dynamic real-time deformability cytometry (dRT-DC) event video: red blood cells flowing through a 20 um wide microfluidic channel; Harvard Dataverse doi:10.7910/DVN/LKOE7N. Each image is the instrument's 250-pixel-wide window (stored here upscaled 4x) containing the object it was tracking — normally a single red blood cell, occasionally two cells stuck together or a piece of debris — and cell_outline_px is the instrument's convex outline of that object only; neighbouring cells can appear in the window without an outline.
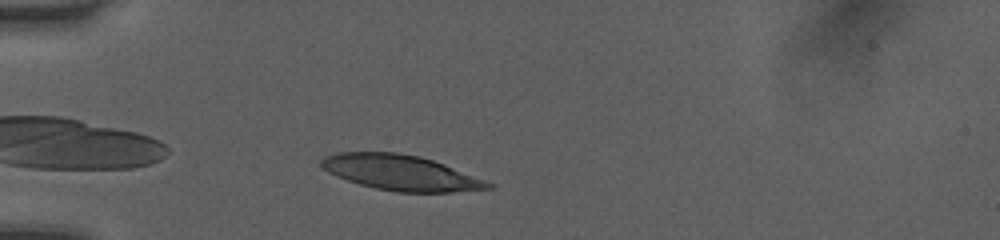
{"species": "human", "species_latin": "Homo sapiens", "temperature_condition": "room temperature", "stored_images_in_passage": 9, "camera_frame_rate_fps": 3000, "um_per_image_px": 0.085, "donor": {"sex": "female"}, "frame": {"image": 1, "passage_image": 2, "time_ms": 0.333, "image_size_px": [1000, 240], "cell_outline_px": [[496, 188], [452, 192], [396, 192], [376, 188], [360, 184], [336, 176], [320, 168], [320, 160], [324, 156], [340, 152], [396, 152], [420, 156], [444, 164], [496, 184]], "centroid_in_image_um": [34.07, 14.68], "position_along_channel_um": 50.9, "area_um2": 34.45}}
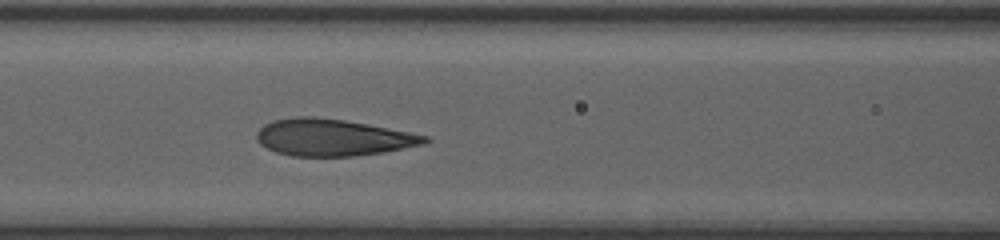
{"frame": {"image": 2, "passage_image": 7, "time_ms": 2.0, "image_size_px": [1000, 240], "cell_outline_px": [[432, 140], [424, 144], [384, 152], [352, 156], [292, 156], [276, 152], [260, 144], [256, 140], [256, 132], [264, 124], [272, 120], [296, 116], [312, 116], [344, 120], [368, 124], [428, 136]], "centroid_in_image_um": [28.26, 11.68], "position_along_channel_um": 138.3, "area_um2": 36.13}}
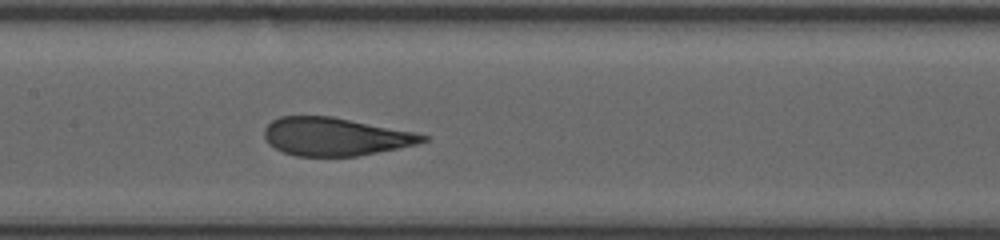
{"frame": {"image": 3, "passage_image": 9, "time_ms": 2.667, "image_size_px": [1000, 240], "cell_outline_px": [[428, 140], [416, 144], [356, 156], [296, 156], [284, 152], [268, 144], [264, 136], [264, 128], [272, 120], [280, 116], [332, 116], [412, 132], [428, 136]], "centroid_in_image_um": [28.43, 11.61], "position_along_channel_um": 179.0, "area_um2": 34.74}}